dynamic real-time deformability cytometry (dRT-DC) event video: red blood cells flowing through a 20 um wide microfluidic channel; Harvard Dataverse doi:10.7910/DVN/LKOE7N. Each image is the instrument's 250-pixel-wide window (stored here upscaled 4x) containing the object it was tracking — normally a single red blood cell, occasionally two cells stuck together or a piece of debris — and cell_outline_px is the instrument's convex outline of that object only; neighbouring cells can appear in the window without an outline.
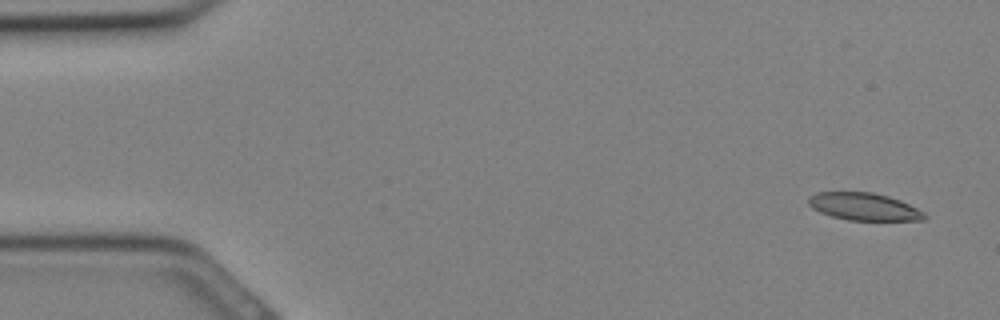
{"species": "Egyptian fruit bat (a non-hibernating species)", "species_latin": "Rousettus aegyptiacus", "temperature_condition": "cold", "stored_images_in_passage": 31, "camera_frame_rate_fps": 3000, "um_per_image_px": 0.085, "animal": {"sex": "female"}, "frame": {"image": 1, "passage_image": 1, "time_ms": 0.0, "image_size_px": [1000, 320], "cell_outline_px": [[928, 216], [924, 220], [848, 220], [832, 216], [820, 212], [812, 208], [808, 204], [808, 196], [816, 192], [872, 192], [888, 196], [900, 200], [924, 212]], "centroid_in_image_um": [73.42, 17.56], "position_along_channel_um": 11.6, "area_um2": 18.55}}
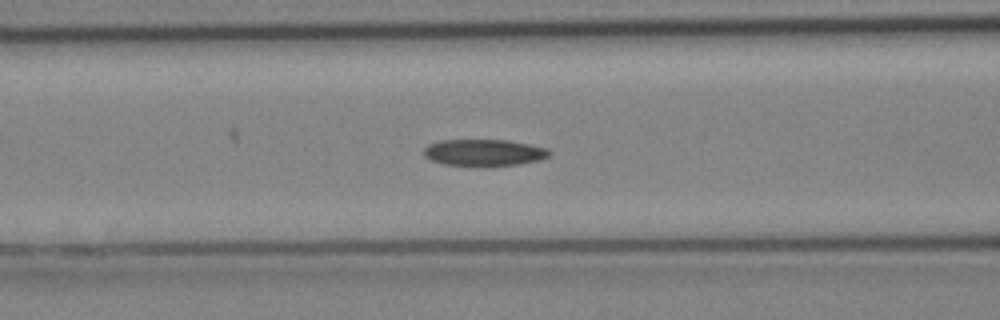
{"frame": {"image": 2, "passage_image": 12, "time_ms": 3.667, "image_size_px": [1000, 320], "cell_outline_px": [[552, 152], [548, 156], [540, 160], [516, 164], [444, 164], [432, 160], [424, 156], [424, 148], [428, 144], [440, 140], [508, 140], [548, 148]], "centroid_in_image_um": [41.15, 12.93], "position_along_channel_um": 125.5, "area_um2": 18.9}}
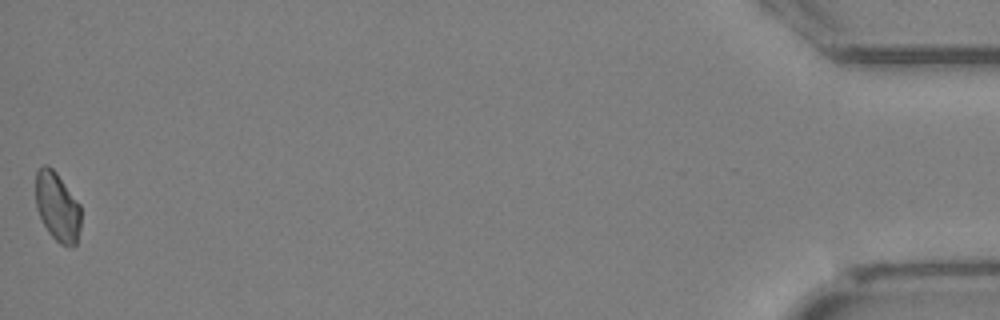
{"frame": {"image": 3, "passage_image": 31, "time_ms": 10.0, "image_size_px": [1000, 320], "cell_outline_px": [[80, 228], [76, 244], [72, 248], [60, 244], [48, 232], [36, 208], [36, 172], [44, 164], [48, 164], [56, 172], [80, 204]], "centroid_in_image_um": [4.88, 17.59], "position_along_channel_um": 430.3, "area_um2": 18.21}}